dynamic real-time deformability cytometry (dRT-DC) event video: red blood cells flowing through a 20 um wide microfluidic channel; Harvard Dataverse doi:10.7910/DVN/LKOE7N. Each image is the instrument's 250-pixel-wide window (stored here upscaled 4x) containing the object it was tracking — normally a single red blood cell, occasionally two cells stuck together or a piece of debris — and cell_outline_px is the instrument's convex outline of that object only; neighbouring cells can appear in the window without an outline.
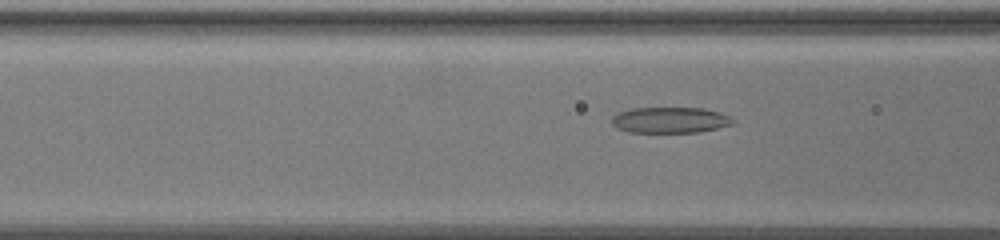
{"species": "common noctule bat (a hibernating species)", "species_latin": "Nyctalus noctula", "temperature_condition": "warm", "stored_images_in_passage": 7, "camera_frame_rate_fps": 3000, "um_per_image_px": 0.085, "animal": {"sex": "female", "body_mass_g": 19.5, "forearm_length_mm": 54.1}, "frame": {"image": 1, "passage_image": 4, "time_ms": 1.0, "image_size_px": [1000, 240], "cell_outline_px": [[732, 124], [716, 128], [696, 132], [628, 132], [616, 128], [612, 124], [612, 116], [628, 108], [700, 108], [720, 112], [728, 116], [732, 120]], "centroid_in_image_um": [56.89, 10.2], "position_along_channel_um": 109.7, "area_um2": 18.09}}